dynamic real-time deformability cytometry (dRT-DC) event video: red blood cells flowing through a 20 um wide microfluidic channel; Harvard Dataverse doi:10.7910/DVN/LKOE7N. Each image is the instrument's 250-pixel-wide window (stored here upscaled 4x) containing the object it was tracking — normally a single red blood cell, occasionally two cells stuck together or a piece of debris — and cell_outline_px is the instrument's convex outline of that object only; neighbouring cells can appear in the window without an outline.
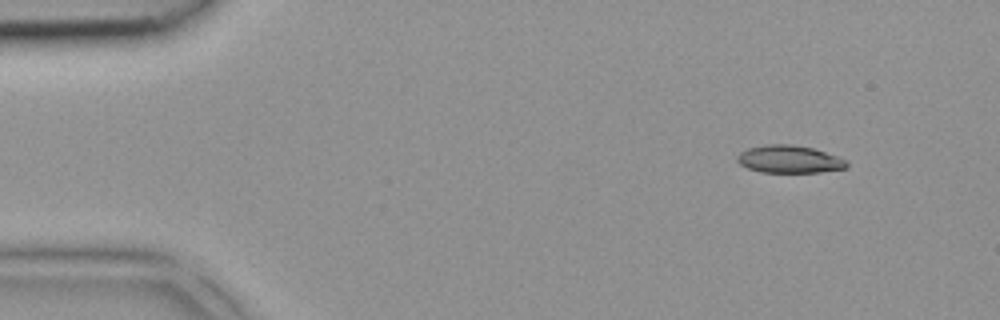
{"species": "common noctule bat (a hibernating species)", "species_latin": "Nyctalus noctula", "temperature_condition": "room temperature", "stored_images_in_passage": 3, "camera_frame_rate_fps": 3000, "um_per_image_px": 0.085, "animal": {"sex": "female", "body_mass_g": 18.4}, "frame": {"image": 1, "passage_image": 1, "time_ms": 0.0, "image_size_px": [1000, 320], "cell_outline_px": [[848, 168], [820, 172], [760, 172], [748, 168], [740, 164], [736, 160], [736, 156], [740, 152], [748, 148], [764, 144], [792, 144], [812, 148], [848, 160]], "centroid_in_image_um": [67.08, 13.53], "position_along_channel_um": 17.9, "area_um2": 17.69}}
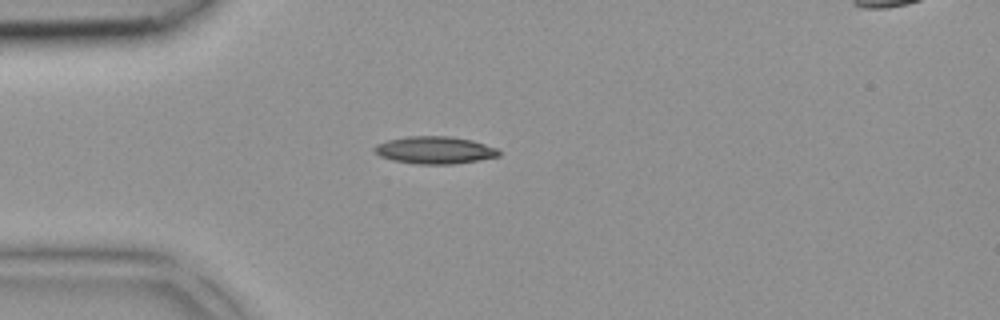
{"frame": {"image": 2, "passage_image": 3, "time_ms": 0.667, "image_size_px": [1000, 320], "cell_outline_px": [[500, 156], [480, 160], [456, 164], [416, 164], [392, 160], [380, 156], [372, 152], [372, 148], [376, 144], [388, 140], [408, 136], [448, 136], [472, 140], [496, 148], [500, 152]], "centroid_in_image_um": [36.92, 12.76], "position_along_channel_um": 48.1, "area_um2": 20.0}}